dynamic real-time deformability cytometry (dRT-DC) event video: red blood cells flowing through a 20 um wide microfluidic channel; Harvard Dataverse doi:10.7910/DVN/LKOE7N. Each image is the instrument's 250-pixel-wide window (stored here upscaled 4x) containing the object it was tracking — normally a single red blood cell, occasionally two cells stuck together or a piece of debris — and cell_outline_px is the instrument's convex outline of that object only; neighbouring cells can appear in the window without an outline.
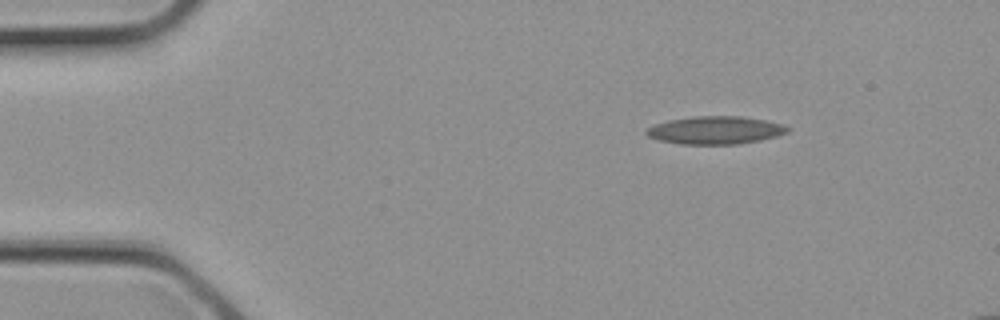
{"species": "common noctule bat (a hibernating species)", "species_latin": "Nyctalus noctula", "temperature_condition": "cold", "stored_images_in_passage": 3, "camera_frame_rate_fps": 3000, "um_per_image_px": 0.085, "animal": {"sex": "female", "body_mass_g": 21.9}, "frame": {"image": 1, "passage_image": 1, "time_ms": 0.0, "image_size_px": [1000, 320], "cell_outline_px": [[792, 128], [788, 132], [776, 136], [760, 140], [736, 144], [680, 144], [660, 140], [648, 136], [644, 132], [648, 128], [656, 124], [668, 120], [692, 116], [744, 116], [768, 120], [784, 124]], "centroid_in_image_um": [60.86, 11.05], "position_along_channel_um": 24.1, "area_um2": 23.06}}